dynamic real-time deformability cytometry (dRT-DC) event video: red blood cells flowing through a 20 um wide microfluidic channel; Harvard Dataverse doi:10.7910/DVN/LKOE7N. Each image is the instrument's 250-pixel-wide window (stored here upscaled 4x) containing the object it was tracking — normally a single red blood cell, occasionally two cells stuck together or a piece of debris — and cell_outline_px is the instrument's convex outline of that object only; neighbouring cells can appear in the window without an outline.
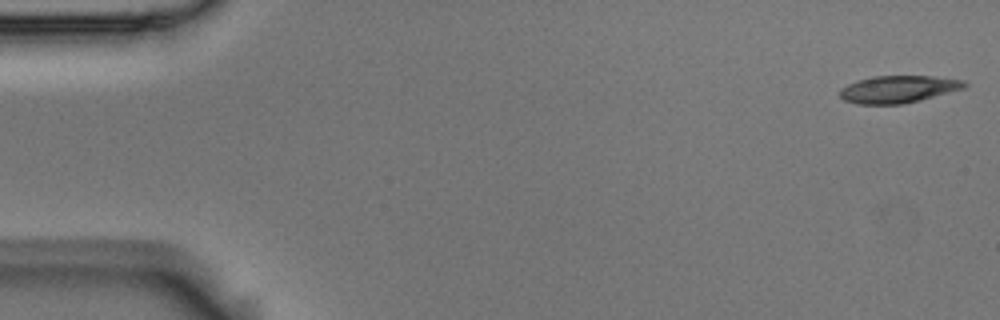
{"species": "Egyptian fruit bat (a non-hibernating species)", "species_latin": "Rousettus aegyptiacus", "temperature_condition": "room temperature", "stored_images_in_passage": 6, "camera_frame_rate_fps": 3000, "um_per_image_px": 0.085, "animal": {"sex": "male"}, "frame": {"image": 1, "passage_image": 1, "time_ms": 0.0, "image_size_px": [1000, 320], "cell_outline_px": [[968, 84], [964, 88], [920, 100], [904, 104], [856, 104], [844, 100], [840, 96], [840, 88], [856, 80], [876, 76], [932, 76], [964, 80]], "centroid_in_image_um": [76.33, 7.58], "position_along_channel_um": 8.7, "area_um2": 19.77}}
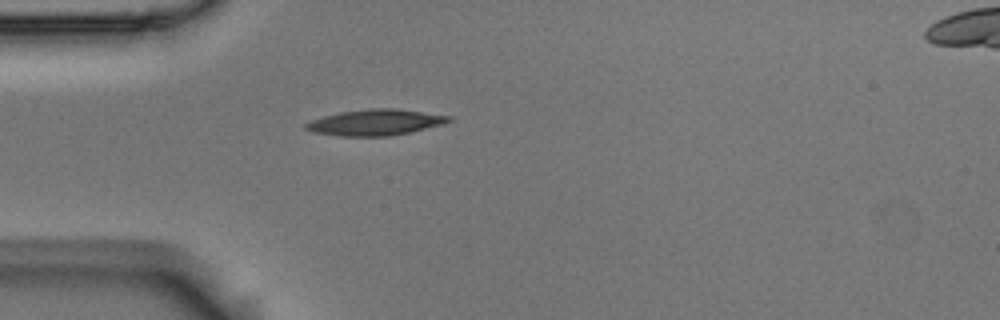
{"frame": {"image": 2, "passage_image": 5, "time_ms": 1.333, "image_size_px": [1000, 320], "cell_outline_px": [[452, 120], [440, 124], [408, 132], [388, 136], [340, 136], [312, 132], [304, 128], [304, 124], [312, 120], [324, 116], [340, 112], [368, 108], [396, 108], [452, 116]], "centroid_in_image_um": [31.86, 10.39], "position_along_channel_um": 53.1, "area_um2": 21.44}}